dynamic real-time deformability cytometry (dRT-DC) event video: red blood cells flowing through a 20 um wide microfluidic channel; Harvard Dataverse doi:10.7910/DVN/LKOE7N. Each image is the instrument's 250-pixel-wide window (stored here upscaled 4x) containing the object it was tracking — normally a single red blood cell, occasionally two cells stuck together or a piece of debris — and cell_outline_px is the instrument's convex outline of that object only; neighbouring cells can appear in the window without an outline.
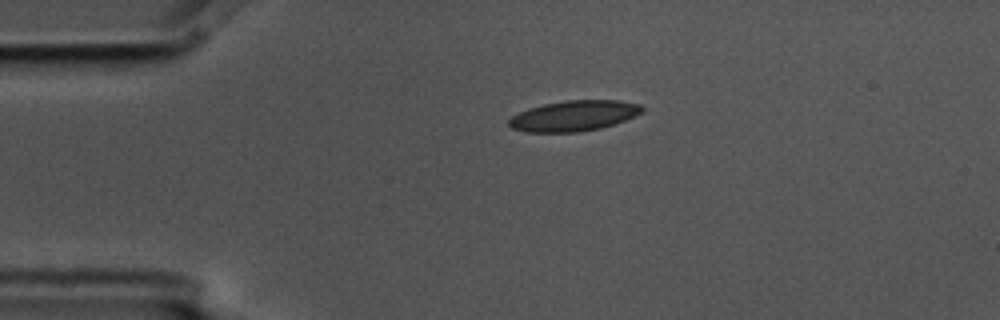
{"species": "common noctule bat (a hibernating species)", "species_latin": "Nyctalus noctula", "temperature_condition": "cold", "stored_images_in_passage": 2, "camera_frame_rate_fps": 3000, "um_per_image_px": 0.085, "animal": {"sex": "male", "body_mass_g": 17.5, "forearm_length_mm": 52.3}, "frame": {"image": 1, "passage_image": 1, "time_ms": 0.0, "image_size_px": [1000, 320], "cell_outline_px": [[644, 112], [616, 124], [600, 128], [580, 132], [524, 132], [512, 128], [508, 124], [508, 120], [512, 116], [528, 108], [544, 104], [564, 100], [620, 100], [640, 104], [644, 108]], "centroid_in_image_um": [48.81, 9.84], "position_along_channel_um": 36.2, "area_um2": 23.93}}